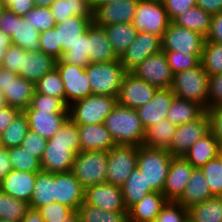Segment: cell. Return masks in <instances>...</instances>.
Masks as SVG:
<instances>
[{"instance_id":"obj_1","label":"cell","mask_w":222,"mask_h":222,"mask_svg":"<svg viewBox=\"0 0 222 222\" xmlns=\"http://www.w3.org/2000/svg\"><path fill=\"white\" fill-rule=\"evenodd\" d=\"M81 151L78 125L68 118L61 128L47 140L41 159L42 171L70 172L75 156Z\"/></svg>"},{"instance_id":"obj_2","label":"cell","mask_w":222,"mask_h":222,"mask_svg":"<svg viewBox=\"0 0 222 222\" xmlns=\"http://www.w3.org/2000/svg\"><path fill=\"white\" fill-rule=\"evenodd\" d=\"M105 127L109 130L116 145L143 144L145 129L137 114V110L117 103L105 119Z\"/></svg>"},{"instance_id":"obj_3","label":"cell","mask_w":222,"mask_h":222,"mask_svg":"<svg viewBox=\"0 0 222 222\" xmlns=\"http://www.w3.org/2000/svg\"><path fill=\"white\" fill-rule=\"evenodd\" d=\"M172 157L166 149L143 144L138 147L137 167L152 191H163Z\"/></svg>"},{"instance_id":"obj_4","label":"cell","mask_w":222,"mask_h":222,"mask_svg":"<svg viewBox=\"0 0 222 222\" xmlns=\"http://www.w3.org/2000/svg\"><path fill=\"white\" fill-rule=\"evenodd\" d=\"M92 94L117 97L127 71L119 60L90 63L85 68Z\"/></svg>"},{"instance_id":"obj_5","label":"cell","mask_w":222,"mask_h":222,"mask_svg":"<svg viewBox=\"0 0 222 222\" xmlns=\"http://www.w3.org/2000/svg\"><path fill=\"white\" fill-rule=\"evenodd\" d=\"M209 75L204 71L201 63L188 70L173 75L170 89L176 97L195 101L207 109Z\"/></svg>"},{"instance_id":"obj_6","label":"cell","mask_w":222,"mask_h":222,"mask_svg":"<svg viewBox=\"0 0 222 222\" xmlns=\"http://www.w3.org/2000/svg\"><path fill=\"white\" fill-rule=\"evenodd\" d=\"M117 105V97L89 95L68 106L69 118L77 125L104 123Z\"/></svg>"},{"instance_id":"obj_7","label":"cell","mask_w":222,"mask_h":222,"mask_svg":"<svg viewBox=\"0 0 222 222\" xmlns=\"http://www.w3.org/2000/svg\"><path fill=\"white\" fill-rule=\"evenodd\" d=\"M107 163V151H80L75 156L71 172L86 188L106 182Z\"/></svg>"},{"instance_id":"obj_8","label":"cell","mask_w":222,"mask_h":222,"mask_svg":"<svg viewBox=\"0 0 222 222\" xmlns=\"http://www.w3.org/2000/svg\"><path fill=\"white\" fill-rule=\"evenodd\" d=\"M0 31L11 37L12 45L26 51L40 50V32L24 16L5 9L0 17Z\"/></svg>"},{"instance_id":"obj_9","label":"cell","mask_w":222,"mask_h":222,"mask_svg":"<svg viewBox=\"0 0 222 222\" xmlns=\"http://www.w3.org/2000/svg\"><path fill=\"white\" fill-rule=\"evenodd\" d=\"M169 23L162 0H138L132 21L138 32L151 33L162 38Z\"/></svg>"},{"instance_id":"obj_10","label":"cell","mask_w":222,"mask_h":222,"mask_svg":"<svg viewBox=\"0 0 222 222\" xmlns=\"http://www.w3.org/2000/svg\"><path fill=\"white\" fill-rule=\"evenodd\" d=\"M0 91L7 105L25 111L35 93V83L0 66Z\"/></svg>"},{"instance_id":"obj_11","label":"cell","mask_w":222,"mask_h":222,"mask_svg":"<svg viewBox=\"0 0 222 222\" xmlns=\"http://www.w3.org/2000/svg\"><path fill=\"white\" fill-rule=\"evenodd\" d=\"M137 145H115L108 151L106 182L122 186L137 167Z\"/></svg>"},{"instance_id":"obj_12","label":"cell","mask_w":222,"mask_h":222,"mask_svg":"<svg viewBox=\"0 0 222 222\" xmlns=\"http://www.w3.org/2000/svg\"><path fill=\"white\" fill-rule=\"evenodd\" d=\"M206 37L170 21L161 38L162 51H177L183 54H202Z\"/></svg>"},{"instance_id":"obj_13","label":"cell","mask_w":222,"mask_h":222,"mask_svg":"<svg viewBox=\"0 0 222 222\" xmlns=\"http://www.w3.org/2000/svg\"><path fill=\"white\" fill-rule=\"evenodd\" d=\"M130 73L158 89L170 88L174 75L168 64L166 54L162 50L147 57Z\"/></svg>"},{"instance_id":"obj_14","label":"cell","mask_w":222,"mask_h":222,"mask_svg":"<svg viewBox=\"0 0 222 222\" xmlns=\"http://www.w3.org/2000/svg\"><path fill=\"white\" fill-rule=\"evenodd\" d=\"M55 67L64 84L65 104L67 106L92 95L85 68L65 63L62 59L56 60Z\"/></svg>"},{"instance_id":"obj_15","label":"cell","mask_w":222,"mask_h":222,"mask_svg":"<svg viewBox=\"0 0 222 222\" xmlns=\"http://www.w3.org/2000/svg\"><path fill=\"white\" fill-rule=\"evenodd\" d=\"M209 131V117L205 111L198 119L178 125L166 150L173 156L183 157L188 149Z\"/></svg>"},{"instance_id":"obj_16","label":"cell","mask_w":222,"mask_h":222,"mask_svg":"<svg viewBox=\"0 0 222 222\" xmlns=\"http://www.w3.org/2000/svg\"><path fill=\"white\" fill-rule=\"evenodd\" d=\"M157 90L158 88L127 72L122 79L117 103L121 106L138 109L149 102Z\"/></svg>"},{"instance_id":"obj_17","label":"cell","mask_w":222,"mask_h":222,"mask_svg":"<svg viewBox=\"0 0 222 222\" xmlns=\"http://www.w3.org/2000/svg\"><path fill=\"white\" fill-rule=\"evenodd\" d=\"M162 50L161 37L151 33L138 32L135 40L119 57L127 72L133 70L150 55Z\"/></svg>"},{"instance_id":"obj_18","label":"cell","mask_w":222,"mask_h":222,"mask_svg":"<svg viewBox=\"0 0 222 222\" xmlns=\"http://www.w3.org/2000/svg\"><path fill=\"white\" fill-rule=\"evenodd\" d=\"M84 203L106 211H128L121 187L108 182L86 187Z\"/></svg>"},{"instance_id":"obj_19","label":"cell","mask_w":222,"mask_h":222,"mask_svg":"<svg viewBox=\"0 0 222 222\" xmlns=\"http://www.w3.org/2000/svg\"><path fill=\"white\" fill-rule=\"evenodd\" d=\"M137 5L138 0L98 5L93 10V22L101 27L116 23H132Z\"/></svg>"},{"instance_id":"obj_20","label":"cell","mask_w":222,"mask_h":222,"mask_svg":"<svg viewBox=\"0 0 222 222\" xmlns=\"http://www.w3.org/2000/svg\"><path fill=\"white\" fill-rule=\"evenodd\" d=\"M193 166L182 156H173L162 191L168 201H177L184 193Z\"/></svg>"},{"instance_id":"obj_21","label":"cell","mask_w":222,"mask_h":222,"mask_svg":"<svg viewBox=\"0 0 222 222\" xmlns=\"http://www.w3.org/2000/svg\"><path fill=\"white\" fill-rule=\"evenodd\" d=\"M85 188L73 173H55V202L76 211L84 203Z\"/></svg>"},{"instance_id":"obj_22","label":"cell","mask_w":222,"mask_h":222,"mask_svg":"<svg viewBox=\"0 0 222 222\" xmlns=\"http://www.w3.org/2000/svg\"><path fill=\"white\" fill-rule=\"evenodd\" d=\"M174 97L175 95L170 88L158 89L149 102L136 109L144 129L166 119Z\"/></svg>"},{"instance_id":"obj_23","label":"cell","mask_w":222,"mask_h":222,"mask_svg":"<svg viewBox=\"0 0 222 222\" xmlns=\"http://www.w3.org/2000/svg\"><path fill=\"white\" fill-rule=\"evenodd\" d=\"M36 177L37 173L13 169L0 181V190L30 204Z\"/></svg>"},{"instance_id":"obj_24","label":"cell","mask_w":222,"mask_h":222,"mask_svg":"<svg viewBox=\"0 0 222 222\" xmlns=\"http://www.w3.org/2000/svg\"><path fill=\"white\" fill-rule=\"evenodd\" d=\"M88 57L90 63L119 60L104 27L98 26L94 22L88 27Z\"/></svg>"},{"instance_id":"obj_25","label":"cell","mask_w":222,"mask_h":222,"mask_svg":"<svg viewBox=\"0 0 222 222\" xmlns=\"http://www.w3.org/2000/svg\"><path fill=\"white\" fill-rule=\"evenodd\" d=\"M81 151H109L116 144L104 123L78 125Z\"/></svg>"},{"instance_id":"obj_26","label":"cell","mask_w":222,"mask_h":222,"mask_svg":"<svg viewBox=\"0 0 222 222\" xmlns=\"http://www.w3.org/2000/svg\"><path fill=\"white\" fill-rule=\"evenodd\" d=\"M27 115L29 130L41 137L50 139L69 118V113H51L50 111H24Z\"/></svg>"},{"instance_id":"obj_27","label":"cell","mask_w":222,"mask_h":222,"mask_svg":"<svg viewBox=\"0 0 222 222\" xmlns=\"http://www.w3.org/2000/svg\"><path fill=\"white\" fill-rule=\"evenodd\" d=\"M168 200L162 192L152 191L128 209V222L155 221Z\"/></svg>"},{"instance_id":"obj_28","label":"cell","mask_w":222,"mask_h":222,"mask_svg":"<svg viewBox=\"0 0 222 222\" xmlns=\"http://www.w3.org/2000/svg\"><path fill=\"white\" fill-rule=\"evenodd\" d=\"M56 60L42 51H27L23 56L22 69L18 76H21L33 83H36L43 75L55 68Z\"/></svg>"},{"instance_id":"obj_29","label":"cell","mask_w":222,"mask_h":222,"mask_svg":"<svg viewBox=\"0 0 222 222\" xmlns=\"http://www.w3.org/2000/svg\"><path fill=\"white\" fill-rule=\"evenodd\" d=\"M92 22L93 18L71 16L56 24L54 29L57 31L58 44H61L63 53L87 31Z\"/></svg>"},{"instance_id":"obj_30","label":"cell","mask_w":222,"mask_h":222,"mask_svg":"<svg viewBox=\"0 0 222 222\" xmlns=\"http://www.w3.org/2000/svg\"><path fill=\"white\" fill-rule=\"evenodd\" d=\"M214 197L210 192V187L200 168H193L191 177L185 187L184 193L177 200L183 207L204 202Z\"/></svg>"},{"instance_id":"obj_31","label":"cell","mask_w":222,"mask_h":222,"mask_svg":"<svg viewBox=\"0 0 222 222\" xmlns=\"http://www.w3.org/2000/svg\"><path fill=\"white\" fill-rule=\"evenodd\" d=\"M221 148L218 141L209 131L200 140L193 144L184 154V158L194 167L201 168L208 161L217 157Z\"/></svg>"},{"instance_id":"obj_32","label":"cell","mask_w":222,"mask_h":222,"mask_svg":"<svg viewBox=\"0 0 222 222\" xmlns=\"http://www.w3.org/2000/svg\"><path fill=\"white\" fill-rule=\"evenodd\" d=\"M49 9L56 24L71 16L93 18L91 0H54Z\"/></svg>"},{"instance_id":"obj_33","label":"cell","mask_w":222,"mask_h":222,"mask_svg":"<svg viewBox=\"0 0 222 222\" xmlns=\"http://www.w3.org/2000/svg\"><path fill=\"white\" fill-rule=\"evenodd\" d=\"M205 111V108L199 103L175 96L166 119L178 126L198 119Z\"/></svg>"},{"instance_id":"obj_34","label":"cell","mask_w":222,"mask_h":222,"mask_svg":"<svg viewBox=\"0 0 222 222\" xmlns=\"http://www.w3.org/2000/svg\"><path fill=\"white\" fill-rule=\"evenodd\" d=\"M55 202V173L40 171L37 173L30 208L38 209Z\"/></svg>"},{"instance_id":"obj_35","label":"cell","mask_w":222,"mask_h":222,"mask_svg":"<svg viewBox=\"0 0 222 222\" xmlns=\"http://www.w3.org/2000/svg\"><path fill=\"white\" fill-rule=\"evenodd\" d=\"M103 27L118 57L127 50L138 33L132 23H116Z\"/></svg>"},{"instance_id":"obj_36","label":"cell","mask_w":222,"mask_h":222,"mask_svg":"<svg viewBox=\"0 0 222 222\" xmlns=\"http://www.w3.org/2000/svg\"><path fill=\"white\" fill-rule=\"evenodd\" d=\"M177 125L169 120H161L145 129L143 145L152 148L167 149L175 135Z\"/></svg>"},{"instance_id":"obj_37","label":"cell","mask_w":222,"mask_h":222,"mask_svg":"<svg viewBox=\"0 0 222 222\" xmlns=\"http://www.w3.org/2000/svg\"><path fill=\"white\" fill-rule=\"evenodd\" d=\"M123 201L127 210L140 201L146 194L152 192L147 185L143 173L136 167L121 186Z\"/></svg>"},{"instance_id":"obj_38","label":"cell","mask_w":222,"mask_h":222,"mask_svg":"<svg viewBox=\"0 0 222 222\" xmlns=\"http://www.w3.org/2000/svg\"><path fill=\"white\" fill-rule=\"evenodd\" d=\"M188 222H222V197H212L187 208Z\"/></svg>"},{"instance_id":"obj_39","label":"cell","mask_w":222,"mask_h":222,"mask_svg":"<svg viewBox=\"0 0 222 222\" xmlns=\"http://www.w3.org/2000/svg\"><path fill=\"white\" fill-rule=\"evenodd\" d=\"M211 19L212 14L195 6L178 15L173 22L206 37L210 31Z\"/></svg>"},{"instance_id":"obj_40","label":"cell","mask_w":222,"mask_h":222,"mask_svg":"<svg viewBox=\"0 0 222 222\" xmlns=\"http://www.w3.org/2000/svg\"><path fill=\"white\" fill-rule=\"evenodd\" d=\"M76 213L79 222H128V211H106L85 203Z\"/></svg>"},{"instance_id":"obj_41","label":"cell","mask_w":222,"mask_h":222,"mask_svg":"<svg viewBox=\"0 0 222 222\" xmlns=\"http://www.w3.org/2000/svg\"><path fill=\"white\" fill-rule=\"evenodd\" d=\"M29 131L27 115L20 111L9 126L2 132V146L12 148L21 146L23 139Z\"/></svg>"},{"instance_id":"obj_42","label":"cell","mask_w":222,"mask_h":222,"mask_svg":"<svg viewBox=\"0 0 222 222\" xmlns=\"http://www.w3.org/2000/svg\"><path fill=\"white\" fill-rule=\"evenodd\" d=\"M30 208L29 204L0 190V219L21 222Z\"/></svg>"},{"instance_id":"obj_43","label":"cell","mask_w":222,"mask_h":222,"mask_svg":"<svg viewBox=\"0 0 222 222\" xmlns=\"http://www.w3.org/2000/svg\"><path fill=\"white\" fill-rule=\"evenodd\" d=\"M200 61L209 76L222 74V44L205 40Z\"/></svg>"},{"instance_id":"obj_44","label":"cell","mask_w":222,"mask_h":222,"mask_svg":"<svg viewBox=\"0 0 222 222\" xmlns=\"http://www.w3.org/2000/svg\"><path fill=\"white\" fill-rule=\"evenodd\" d=\"M9 159L12 168L20 171L38 173L42 171L41 160L22 146L9 148Z\"/></svg>"},{"instance_id":"obj_45","label":"cell","mask_w":222,"mask_h":222,"mask_svg":"<svg viewBox=\"0 0 222 222\" xmlns=\"http://www.w3.org/2000/svg\"><path fill=\"white\" fill-rule=\"evenodd\" d=\"M35 92L60 98L65 103V88L56 67L35 83Z\"/></svg>"},{"instance_id":"obj_46","label":"cell","mask_w":222,"mask_h":222,"mask_svg":"<svg viewBox=\"0 0 222 222\" xmlns=\"http://www.w3.org/2000/svg\"><path fill=\"white\" fill-rule=\"evenodd\" d=\"M65 63L86 68L90 64L88 57V29L79 39L63 53L61 58Z\"/></svg>"},{"instance_id":"obj_47","label":"cell","mask_w":222,"mask_h":222,"mask_svg":"<svg viewBox=\"0 0 222 222\" xmlns=\"http://www.w3.org/2000/svg\"><path fill=\"white\" fill-rule=\"evenodd\" d=\"M25 111H50L51 113H69L68 106L57 97L34 93L29 107Z\"/></svg>"},{"instance_id":"obj_48","label":"cell","mask_w":222,"mask_h":222,"mask_svg":"<svg viewBox=\"0 0 222 222\" xmlns=\"http://www.w3.org/2000/svg\"><path fill=\"white\" fill-rule=\"evenodd\" d=\"M206 181L210 187V192L214 197H222V168L217 157L208 161L202 166Z\"/></svg>"},{"instance_id":"obj_49","label":"cell","mask_w":222,"mask_h":222,"mask_svg":"<svg viewBox=\"0 0 222 222\" xmlns=\"http://www.w3.org/2000/svg\"><path fill=\"white\" fill-rule=\"evenodd\" d=\"M173 74L192 69L200 64L202 54H183L177 51H164Z\"/></svg>"},{"instance_id":"obj_50","label":"cell","mask_w":222,"mask_h":222,"mask_svg":"<svg viewBox=\"0 0 222 222\" xmlns=\"http://www.w3.org/2000/svg\"><path fill=\"white\" fill-rule=\"evenodd\" d=\"M29 23L34 26L40 33L53 29L56 26L53 15L49 8L33 7L26 16H24Z\"/></svg>"},{"instance_id":"obj_51","label":"cell","mask_w":222,"mask_h":222,"mask_svg":"<svg viewBox=\"0 0 222 222\" xmlns=\"http://www.w3.org/2000/svg\"><path fill=\"white\" fill-rule=\"evenodd\" d=\"M155 222H188V210L177 201H167Z\"/></svg>"},{"instance_id":"obj_52","label":"cell","mask_w":222,"mask_h":222,"mask_svg":"<svg viewBox=\"0 0 222 222\" xmlns=\"http://www.w3.org/2000/svg\"><path fill=\"white\" fill-rule=\"evenodd\" d=\"M40 51L59 60L63 56L61 44H58L57 31L53 29L40 33L39 37Z\"/></svg>"},{"instance_id":"obj_53","label":"cell","mask_w":222,"mask_h":222,"mask_svg":"<svg viewBox=\"0 0 222 222\" xmlns=\"http://www.w3.org/2000/svg\"><path fill=\"white\" fill-rule=\"evenodd\" d=\"M44 222H58L68 217L73 210L58 202H52L37 209Z\"/></svg>"},{"instance_id":"obj_54","label":"cell","mask_w":222,"mask_h":222,"mask_svg":"<svg viewBox=\"0 0 222 222\" xmlns=\"http://www.w3.org/2000/svg\"><path fill=\"white\" fill-rule=\"evenodd\" d=\"M26 53L27 51L23 48L11 45L7 49L0 66L18 74L22 69L23 56H25Z\"/></svg>"},{"instance_id":"obj_55","label":"cell","mask_w":222,"mask_h":222,"mask_svg":"<svg viewBox=\"0 0 222 222\" xmlns=\"http://www.w3.org/2000/svg\"><path fill=\"white\" fill-rule=\"evenodd\" d=\"M46 144V138H43L39 134L29 130L23 139L21 146L41 160L46 149Z\"/></svg>"},{"instance_id":"obj_56","label":"cell","mask_w":222,"mask_h":222,"mask_svg":"<svg viewBox=\"0 0 222 222\" xmlns=\"http://www.w3.org/2000/svg\"><path fill=\"white\" fill-rule=\"evenodd\" d=\"M206 113L209 117V130L222 149V104L208 107Z\"/></svg>"},{"instance_id":"obj_57","label":"cell","mask_w":222,"mask_h":222,"mask_svg":"<svg viewBox=\"0 0 222 222\" xmlns=\"http://www.w3.org/2000/svg\"><path fill=\"white\" fill-rule=\"evenodd\" d=\"M222 104V74L209 76L207 108Z\"/></svg>"},{"instance_id":"obj_58","label":"cell","mask_w":222,"mask_h":222,"mask_svg":"<svg viewBox=\"0 0 222 222\" xmlns=\"http://www.w3.org/2000/svg\"><path fill=\"white\" fill-rule=\"evenodd\" d=\"M162 2L170 21L196 6V0H162Z\"/></svg>"},{"instance_id":"obj_59","label":"cell","mask_w":222,"mask_h":222,"mask_svg":"<svg viewBox=\"0 0 222 222\" xmlns=\"http://www.w3.org/2000/svg\"><path fill=\"white\" fill-rule=\"evenodd\" d=\"M6 9L18 16H26L35 7L34 0H1Z\"/></svg>"},{"instance_id":"obj_60","label":"cell","mask_w":222,"mask_h":222,"mask_svg":"<svg viewBox=\"0 0 222 222\" xmlns=\"http://www.w3.org/2000/svg\"><path fill=\"white\" fill-rule=\"evenodd\" d=\"M206 41H213L222 44V12L212 15L210 31Z\"/></svg>"},{"instance_id":"obj_61","label":"cell","mask_w":222,"mask_h":222,"mask_svg":"<svg viewBox=\"0 0 222 222\" xmlns=\"http://www.w3.org/2000/svg\"><path fill=\"white\" fill-rule=\"evenodd\" d=\"M19 112L17 108L9 105L0 108V134L9 126Z\"/></svg>"},{"instance_id":"obj_62","label":"cell","mask_w":222,"mask_h":222,"mask_svg":"<svg viewBox=\"0 0 222 222\" xmlns=\"http://www.w3.org/2000/svg\"><path fill=\"white\" fill-rule=\"evenodd\" d=\"M13 170L9 159V148L0 147V181Z\"/></svg>"},{"instance_id":"obj_63","label":"cell","mask_w":222,"mask_h":222,"mask_svg":"<svg viewBox=\"0 0 222 222\" xmlns=\"http://www.w3.org/2000/svg\"><path fill=\"white\" fill-rule=\"evenodd\" d=\"M196 6L212 15L222 12V0H196Z\"/></svg>"},{"instance_id":"obj_64","label":"cell","mask_w":222,"mask_h":222,"mask_svg":"<svg viewBox=\"0 0 222 222\" xmlns=\"http://www.w3.org/2000/svg\"><path fill=\"white\" fill-rule=\"evenodd\" d=\"M12 45L11 37L0 31V64L5 56L7 49Z\"/></svg>"},{"instance_id":"obj_65","label":"cell","mask_w":222,"mask_h":222,"mask_svg":"<svg viewBox=\"0 0 222 222\" xmlns=\"http://www.w3.org/2000/svg\"><path fill=\"white\" fill-rule=\"evenodd\" d=\"M21 222H44V219L37 209L29 208Z\"/></svg>"},{"instance_id":"obj_66","label":"cell","mask_w":222,"mask_h":222,"mask_svg":"<svg viewBox=\"0 0 222 222\" xmlns=\"http://www.w3.org/2000/svg\"><path fill=\"white\" fill-rule=\"evenodd\" d=\"M120 1H122V0H91V5H92V8L94 10L98 5L118 3Z\"/></svg>"},{"instance_id":"obj_67","label":"cell","mask_w":222,"mask_h":222,"mask_svg":"<svg viewBox=\"0 0 222 222\" xmlns=\"http://www.w3.org/2000/svg\"><path fill=\"white\" fill-rule=\"evenodd\" d=\"M54 0H34L36 7H46L49 8Z\"/></svg>"},{"instance_id":"obj_68","label":"cell","mask_w":222,"mask_h":222,"mask_svg":"<svg viewBox=\"0 0 222 222\" xmlns=\"http://www.w3.org/2000/svg\"><path fill=\"white\" fill-rule=\"evenodd\" d=\"M58 222H79L78 215H77L76 211H73L68 217H66Z\"/></svg>"},{"instance_id":"obj_69","label":"cell","mask_w":222,"mask_h":222,"mask_svg":"<svg viewBox=\"0 0 222 222\" xmlns=\"http://www.w3.org/2000/svg\"><path fill=\"white\" fill-rule=\"evenodd\" d=\"M6 105H7V103H6L5 97L2 94V91H0V108L4 107Z\"/></svg>"},{"instance_id":"obj_70","label":"cell","mask_w":222,"mask_h":222,"mask_svg":"<svg viewBox=\"0 0 222 222\" xmlns=\"http://www.w3.org/2000/svg\"><path fill=\"white\" fill-rule=\"evenodd\" d=\"M6 6L2 3V1L0 0V17L2 15V13L5 11Z\"/></svg>"},{"instance_id":"obj_71","label":"cell","mask_w":222,"mask_h":222,"mask_svg":"<svg viewBox=\"0 0 222 222\" xmlns=\"http://www.w3.org/2000/svg\"><path fill=\"white\" fill-rule=\"evenodd\" d=\"M217 158L219 159L220 165H221V168H222V149L219 151V153L217 155Z\"/></svg>"},{"instance_id":"obj_72","label":"cell","mask_w":222,"mask_h":222,"mask_svg":"<svg viewBox=\"0 0 222 222\" xmlns=\"http://www.w3.org/2000/svg\"><path fill=\"white\" fill-rule=\"evenodd\" d=\"M2 146V139H1V134H0V147Z\"/></svg>"},{"instance_id":"obj_73","label":"cell","mask_w":222,"mask_h":222,"mask_svg":"<svg viewBox=\"0 0 222 222\" xmlns=\"http://www.w3.org/2000/svg\"><path fill=\"white\" fill-rule=\"evenodd\" d=\"M0 222H11V221H7V220H2V219H0Z\"/></svg>"}]
</instances>
